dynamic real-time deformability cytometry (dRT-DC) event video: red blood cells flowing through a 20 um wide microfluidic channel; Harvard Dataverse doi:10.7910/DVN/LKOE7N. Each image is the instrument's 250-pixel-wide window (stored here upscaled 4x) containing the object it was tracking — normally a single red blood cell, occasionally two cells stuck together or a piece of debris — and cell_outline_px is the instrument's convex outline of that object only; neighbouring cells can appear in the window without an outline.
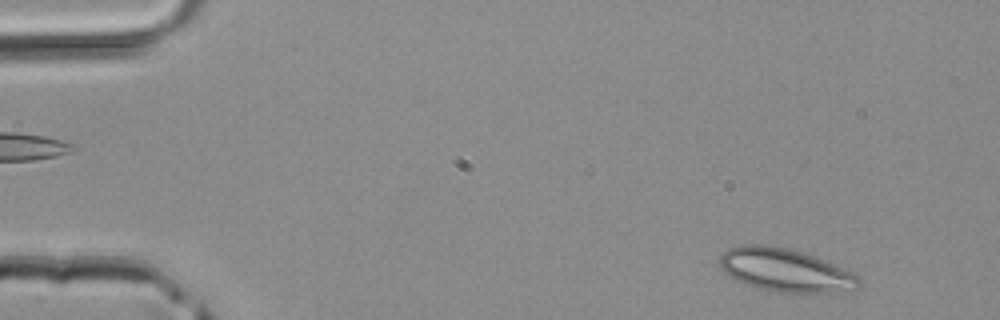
{"species": "common noctule bat (a hibernating species)", "species_latin": "Nyctalus noctula", "temperature_condition": "room temperature", "stored_images_in_passage": 3, "camera_frame_rate_fps": 3000, "um_per_image_px": 0.085, "animal": {"sex": "male", "body_mass_g": 20.4}, "frame": {"image": 1, "passage_image": 1, "time_ms": 0.0, "image_size_px": [1000, 320], "cell_outline_px": [[860, 284], [856, 288], [832, 292], [780, 292], [760, 288], [748, 284], [724, 272], [720, 268], [720, 256], [728, 248], [744, 244], [764, 244], [788, 248], [804, 252], [824, 260], [856, 276], [860, 280]], "centroid_in_image_um": [66.7, 22.93], "position_along_channel_um": 18.3, "area_um2": 34.16}}